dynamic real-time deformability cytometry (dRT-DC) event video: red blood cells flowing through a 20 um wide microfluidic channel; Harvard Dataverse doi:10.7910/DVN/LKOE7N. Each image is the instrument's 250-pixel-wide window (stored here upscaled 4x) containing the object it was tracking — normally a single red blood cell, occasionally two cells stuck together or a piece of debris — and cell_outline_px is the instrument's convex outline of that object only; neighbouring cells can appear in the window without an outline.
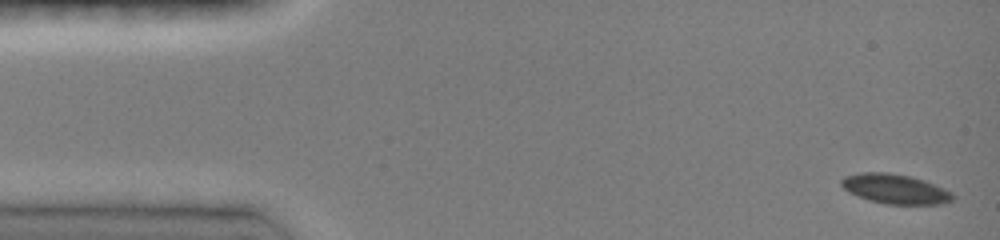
{"species": "common noctule bat (a hibernating species)", "species_latin": "Nyctalus noctula", "temperature_condition": "room temperature", "stored_images_in_passage": 46, "camera_frame_rate_fps": 3000, "um_per_image_px": 0.085, "animal": {"sex": "female", "body_mass_g": 19.0, "forearm_length_mm": 51.5}, "frame": {"image": 1, "passage_image": 1, "time_ms": 0.0, "image_size_px": [1000, 240], "cell_outline_px": [[956, 196], [952, 200], [944, 204], [884, 204], [868, 200], [848, 192], [840, 184], [840, 180], [844, 176], [860, 172], [888, 172], [912, 176], [924, 180], [944, 188], [952, 192]], "centroid_in_image_um": [76.09, 16.05], "position_along_channel_um": 8.9, "area_um2": 19.54}}
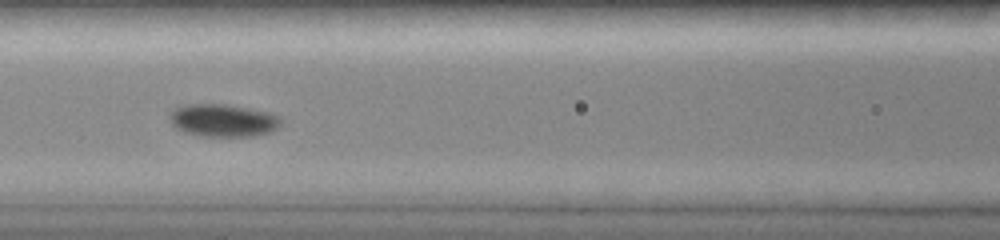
{"frame": {"image": 2, "passage_image": 21, "time_ms": 6.333, "image_size_px": [1000, 240], "cell_outline_px": [[280, 124], [272, 132], [252, 136], [200, 136], [184, 132], [176, 128], [172, 124], [168, 116], [168, 112], [176, 108], [188, 104], [224, 104], [248, 108], [268, 112], [280, 116]], "centroid_in_image_um": [18.93, 10.23], "position_along_channel_um": 147.7, "area_um2": 21.21}}
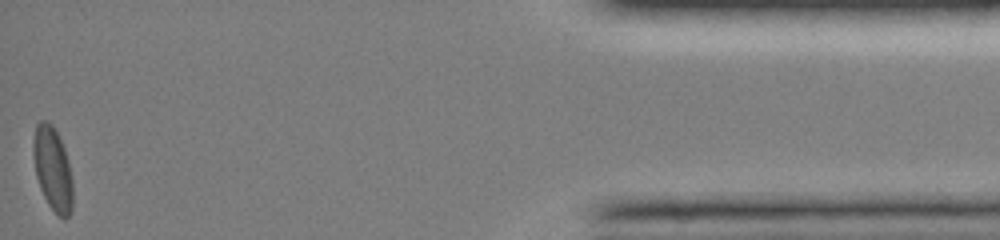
{"frame": {"image": 3, "passage_image": 46, "time_ms": 15.333, "image_size_px": [1000, 240], "cell_outline_px": [[72, 212], [64, 220], [48, 204], [40, 188], [36, 176], [32, 152], [32, 144], [36, 124], [40, 120], [44, 120], [52, 124], [64, 148], [68, 160], [72, 180]], "centroid_in_image_um": [4.46, 14.35], "position_along_channel_um": 430.7, "area_um2": 19.25}}